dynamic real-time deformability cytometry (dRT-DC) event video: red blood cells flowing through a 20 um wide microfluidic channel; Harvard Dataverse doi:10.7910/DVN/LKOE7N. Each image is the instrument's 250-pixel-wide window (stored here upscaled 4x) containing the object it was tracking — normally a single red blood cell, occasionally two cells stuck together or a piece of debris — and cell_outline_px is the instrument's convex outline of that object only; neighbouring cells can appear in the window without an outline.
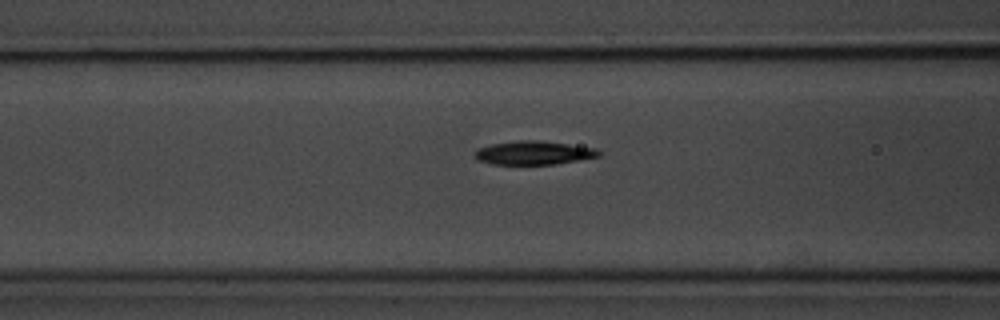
{"species": "common noctule bat (a hibernating species)", "species_latin": "Nyctalus noctula", "temperature_condition": "room temperature", "stored_images_in_passage": 14, "camera_frame_rate_fps": 3000, "um_per_image_px": 0.085, "animal": {"sex": "male", "body_mass_g": 20.1, "forearm_length_mm": 53.5}, "frame": {"image": 1, "passage_image": 8, "time_ms": 2.333, "image_size_px": [1000, 320], "cell_outline_px": [[600, 156], [556, 164], [492, 164], [480, 160], [472, 156], [476, 148], [492, 144], [520, 140], [536, 140], [568, 144], [596, 148], [600, 152]], "centroid_in_image_um": [45.33, 12.99], "position_along_channel_um": 121.3, "area_um2": 16.99}}
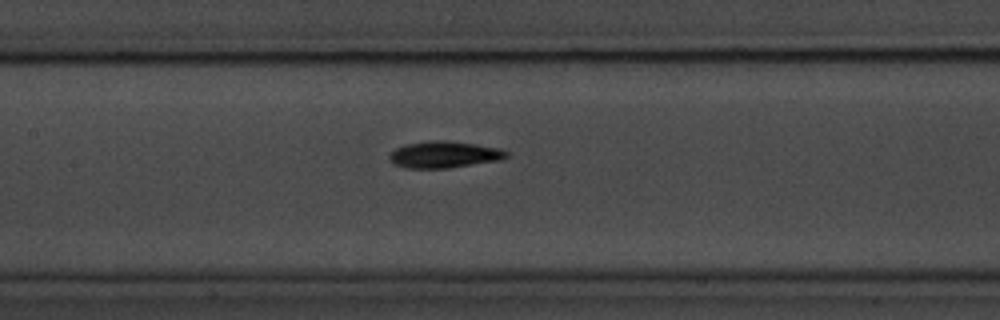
{"frame": {"image": 2, "passage_image": 12, "time_ms": 3.667, "image_size_px": [1000, 320], "cell_outline_px": [[508, 156], [500, 160], [448, 168], [404, 168], [392, 164], [388, 160], [388, 156], [396, 148], [408, 144], [432, 140], [444, 140], [476, 144], [500, 148], [508, 152]], "centroid_in_image_um": [37.73, 13.14], "position_along_channel_um": 169.7, "area_um2": 18.21}}